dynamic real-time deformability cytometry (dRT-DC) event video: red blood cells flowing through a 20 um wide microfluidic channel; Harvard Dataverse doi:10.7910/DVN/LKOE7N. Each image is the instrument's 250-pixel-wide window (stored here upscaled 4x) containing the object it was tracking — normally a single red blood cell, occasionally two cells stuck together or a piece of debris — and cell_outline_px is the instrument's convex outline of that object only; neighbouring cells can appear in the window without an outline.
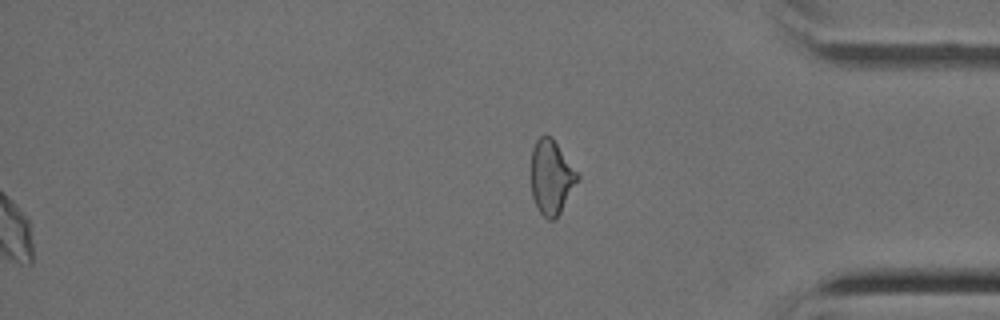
{"species": "Egyptian fruit bat (a non-hibernating species)", "species_latin": "Rousettus aegyptiacus", "temperature_condition": "cold", "stored_images_in_passage": 38, "segment_of_instrument_passage": [2, 2], "camera_frame_rate_fps": 3000, "um_per_image_px": 0.085, "animal": {"sex": "female"}, "frame": {"image": 1, "passage_image": 38, "time_ms": 12.333, "image_size_px": [1000, 320], "cell_outline_px": [[580, 180], [556, 220], [548, 220], [540, 212], [532, 196], [532, 148], [536, 140], [540, 136], [552, 136], [580, 176]], "centroid_in_image_um": [46.9, 15.08], "position_along_channel_um": 388.3, "area_um2": 20.17}}